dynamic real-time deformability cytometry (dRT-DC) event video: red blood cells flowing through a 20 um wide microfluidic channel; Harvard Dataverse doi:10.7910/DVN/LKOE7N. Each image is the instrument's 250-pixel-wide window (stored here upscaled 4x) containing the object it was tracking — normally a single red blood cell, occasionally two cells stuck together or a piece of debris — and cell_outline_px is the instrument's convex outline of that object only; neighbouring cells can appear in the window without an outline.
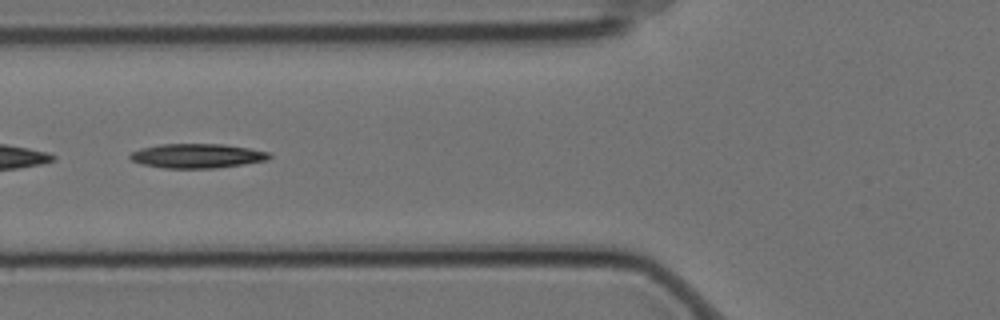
{"species": "Egyptian fruit bat (a non-hibernating species)", "species_latin": "Rousettus aegyptiacus", "temperature_condition": "cold", "stored_images_in_passage": 9, "camera_frame_rate_fps": 3000, "um_per_image_px": 0.085, "animal": {"sex": "female"}, "frame": {"image": 1, "passage_image": 6, "time_ms": 1.667, "image_size_px": [1000, 320], "cell_outline_px": [[272, 156], [268, 160], [244, 164], [216, 168], [164, 168], [140, 164], [132, 160], [128, 156], [132, 152], [140, 148], [160, 144], [224, 144], [248, 148], [268, 152]], "centroid_in_image_um": [16.74, 13.25], "position_along_channel_um": 109.1, "area_um2": 19.83}}
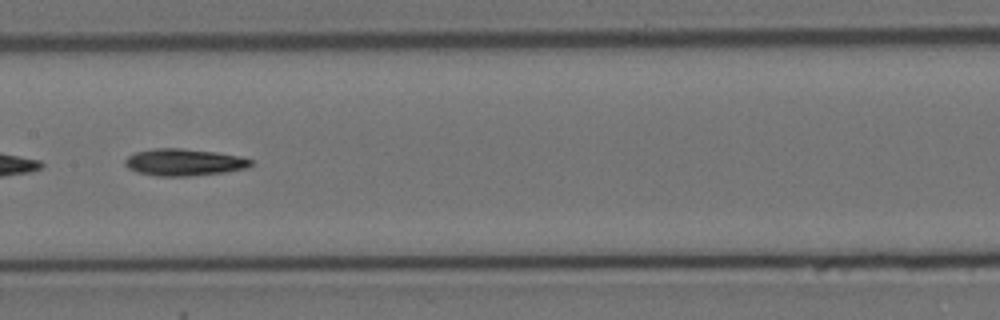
{"frame": {"image": 2, "passage_image": 8, "time_ms": 2.333, "image_size_px": [1000, 320], "cell_outline_px": [[252, 164], [248, 168], [224, 172], [192, 176], [156, 176], [136, 172], [128, 168], [124, 164], [124, 160], [128, 156], [136, 152], [156, 148], [180, 148], [216, 152], [240, 156], [252, 160]], "centroid_in_image_um": [15.63, 13.8], "position_along_channel_um": 191.8, "area_um2": 19.83}}
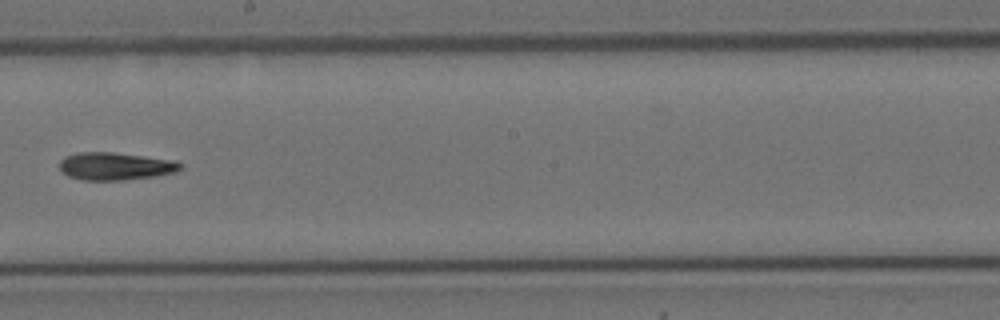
{"frame": {"image": 3, "passage_image": 9, "time_ms": 2.667, "image_size_px": [1000, 320], "cell_outline_px": [[184, 164], [176, 172], [156, 176], [124, 180], [84, 180], [68, 176], [60, 168], [60, 160], [64, 156], [76, 152], [112, 152], [144, 156], [172, 160]], "centroid_in_image_um": [9.79, 14.12], "position_along_channel_um": 238.4, "area_um2": 19.48}}